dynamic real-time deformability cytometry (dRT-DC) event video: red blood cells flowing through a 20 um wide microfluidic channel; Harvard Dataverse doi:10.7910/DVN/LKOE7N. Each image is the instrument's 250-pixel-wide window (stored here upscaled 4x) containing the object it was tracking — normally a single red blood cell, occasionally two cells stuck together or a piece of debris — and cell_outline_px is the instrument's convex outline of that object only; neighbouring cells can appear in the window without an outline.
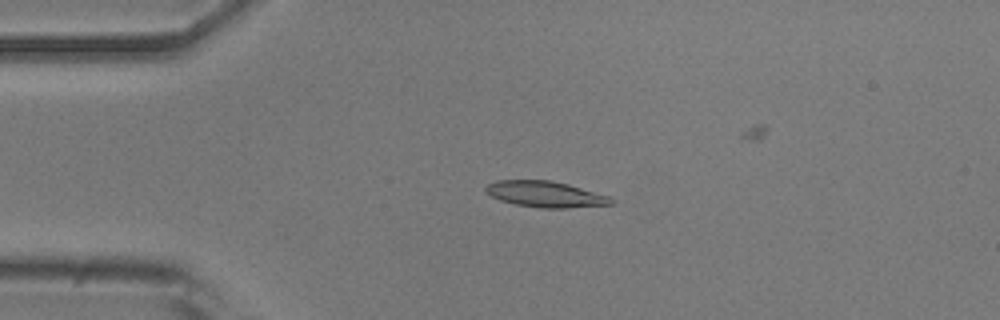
{"species": "common noctule bat (a hibernating species)", "species_latin": "Nyctalus noctula", "temperature_condition": "room temperature", "stored_images_in_passage": 33, "camera_frame_rate_fps": 3000, "um_per_image_px": 0.085, "animal": {"sex": "male", "body_mass_g": 20.5, "forearm_length_mm": 52.5}, "frame": {"image": 1, "passage_image": 3, "time_ms": 0.667, "image_size_px": [1000, 320], "cell_outline_px": [[616, 204], [568, 208], [540, 208], [516, 204], [500, 200], [484, 192], [484, 188], [488, 184], [496, 180], [548, 180], [568, 184], [608, 196], [616, 200]], "centroid_in_image_um": [46.37, 16.51], "position_along_channel_um": 38.6, "area_um2": 19.07}}
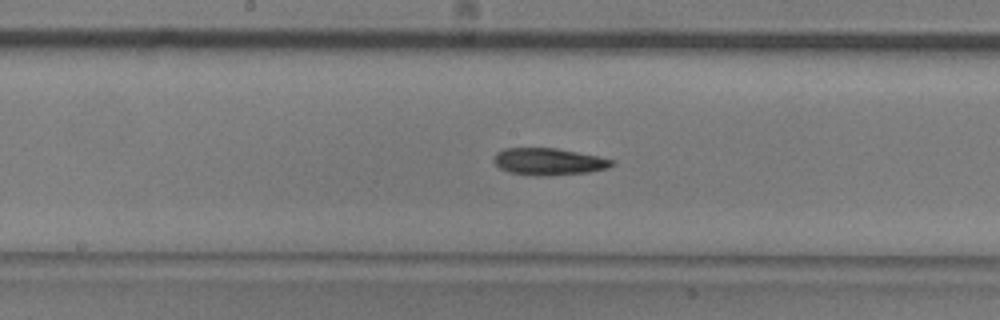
{"frame": {"image": 2, "passage_image": 18, "time_ms": 5.667, "image_size_px": [1000, 320], "cell_outline_px": [[616, 164], [608, 168], [588, 172], [548, 176], [532, 176], [508, 172], [500, 168], [492, 160], [496, 152], [504, 148], [556, 148], [596, 156], [612, 160]], "centroid_in_image_um": [46.59, 13.74], "position_along_channel_um": 201.6, "area_um2": 18.61}}
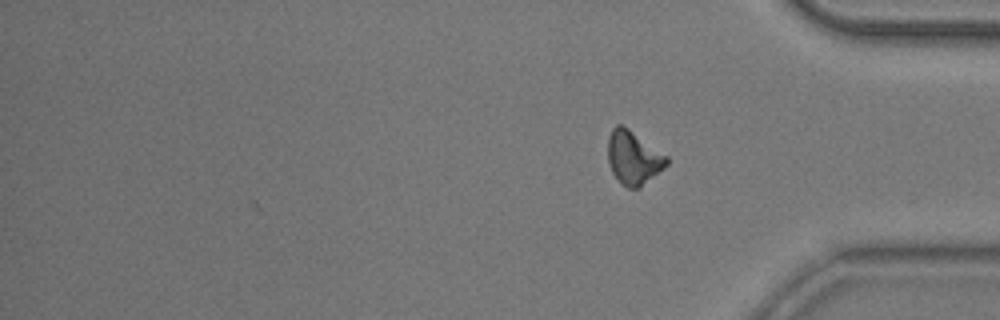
{"frame": {"image": 3, "passage_image": 33, "time_ms": 10.667, "image_size_px": [1000, 320], "cell_outline_px": [[668, 164], [664, 168], [640, 188], [628, 188], [620, 184], [612, 172], [608, 164], [608, 136], [612, 128], [616, 124], [620, 124], [628, 128], [668, 156]], "centroid_in_image_um": [53.83, 13.41], "position_along_channel_um": 381.4, "area_um2": 18.5}, "authors_computed_cell_mechanics": {"area_um2": 18.496, "velocity_mm_per_s": 3.7977, "shape_relaxation_time_tau1_ms": 7.3469, "shape_relaxation_time_tau2_ms": null, "deformation_change_tau1": 0.1716, "deformation_change_tau2": null}}